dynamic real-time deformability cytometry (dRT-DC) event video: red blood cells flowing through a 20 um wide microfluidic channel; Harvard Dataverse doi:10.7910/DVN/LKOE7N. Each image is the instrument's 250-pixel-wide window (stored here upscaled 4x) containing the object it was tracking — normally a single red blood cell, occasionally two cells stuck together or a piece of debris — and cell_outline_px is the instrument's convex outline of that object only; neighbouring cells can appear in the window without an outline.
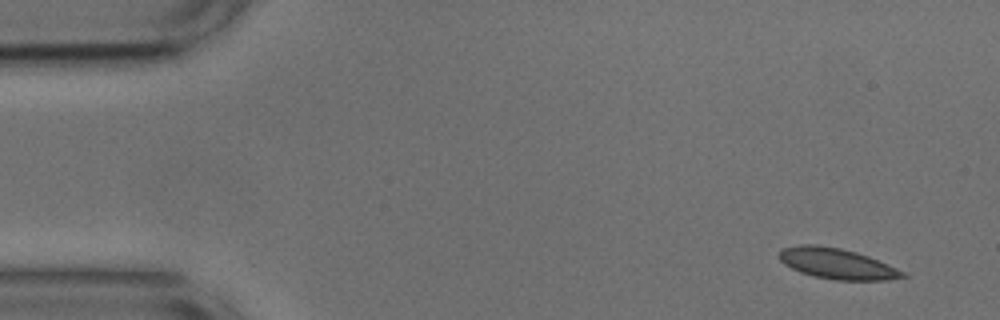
{"species": "common noctule bat (a hibernating species)", "species_latin": "Nyctalus noctula", "temperature_condition": "cold", "stored_images_in_passage": 51, "camera_frame_rate_fps": 3000, "um_per_image_px": 0.085, "animal": {"sex": "male", "body_mass_g": 17.9, "forearm_length_mm": 54.2}, "frame": {"image": 1, "passage_image": 1, "time_ms": 0.0, "image_size_px": [1000, 320], "cell_outline_px": [[908, 276], [884, 280], [836, 280], [816, 276], [800, 272], [784, 264], [780, 260], [780, 248], [800, 244], [816, 244], [840, 248], [856, 252], [868, 256], [888, 264], [904, 272]], "centroid_in_image_um": [71.12, 22.39], "position_along_channel_um": 13.9, "area_um2": 21.91}}
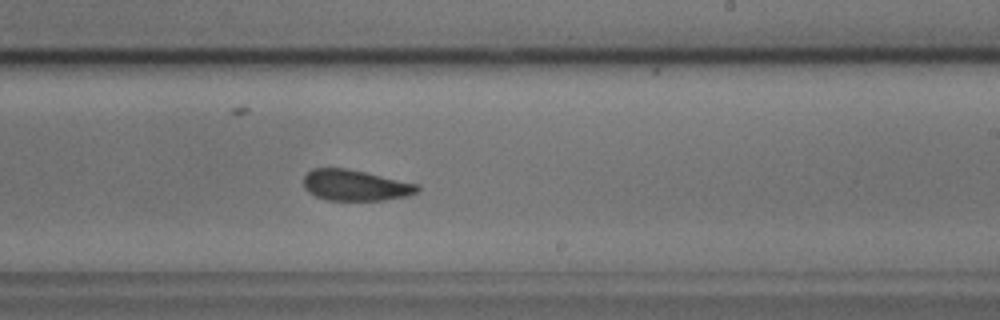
{"frame": {"image": 2, "passage_image": 29, "time_ms": 9.333, "image_size_px": [1000, 320], "cell_outline_px": [[420, 188], [416, 192], [408, 196], [384, 200], [328, 200], [316, 196], [308, 192], [304, 188], [304, 176], [312, 168], [348, 168], [420, 184]], "centroid_in_image_um": [30.22, 15.74], "position_along_channel_um": 258.8, "area_um2": 20.63}}
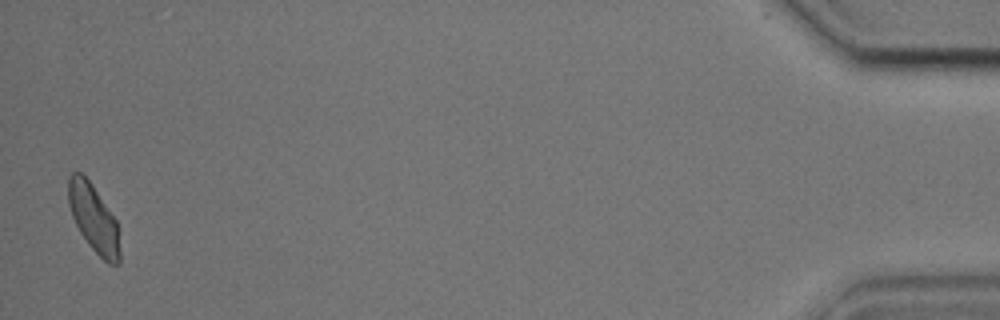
{"frame": {"image": 3, "passage_image": 50, "time_ms": 16.333, "image_size_px": [1000, 320], "cell_outline_px": [[120, 264], [108, 264], [88, 244], [80, 232], [72, 216], [68, 204], [68, 176], [72, 172], [80, 172], [92, 184], [116, 220], [120, 252]], "centroid_in_image_um": [7.95, 18.56], "position_along_channel_um": 427.3, "area_um2": 20.11}, "authors_computed_cell_mechanics": {"area_um2": 21.3282, "velocity_mm_per_s": 3.7171, "shape_relaxation_time_tau1_ms": 4.2929, "shape_relaxation_time_tau2_ms": 1.765, "deformation_change_tau1": 0.101, "deformation_change_tau2": 0.0525}}